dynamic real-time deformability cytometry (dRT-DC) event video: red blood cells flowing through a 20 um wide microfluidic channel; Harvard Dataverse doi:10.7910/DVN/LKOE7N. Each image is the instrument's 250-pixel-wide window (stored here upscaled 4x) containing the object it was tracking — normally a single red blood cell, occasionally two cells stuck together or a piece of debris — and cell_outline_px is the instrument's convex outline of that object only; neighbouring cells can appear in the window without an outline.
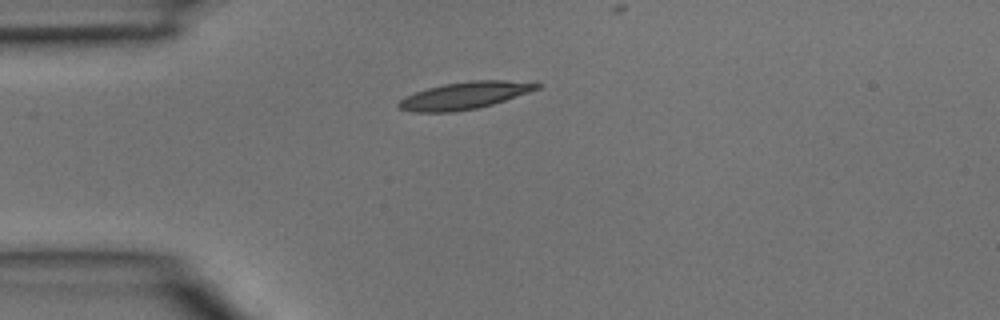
{"species": "common noctule bat (a hibernating species)", "species_latin": "Nyctalus noctula", "temperature_condition": "room temperature", "stored_images_in_passage": 1, "camera_frame_rate_fps": 3000, "um_per_image_px": 0.085, "animal": {"sex": "male", "body_mass_g": 15.6}, "frame": {"image": 1, "passage_image": 1, "time_ms": 0.0, "image_size_px": [1000, 320], "cell_outline_px": [[544, 84], [540, 88], [492, 104], [476, 108], [456, 112], [412, 112], [396, 108], [396, 104], [404, 96], [428, 88], [444, 84], [472, 80], [504, 80]], "centroid_in_image_um": [39.43, 8.12], "position_along_channel_um": 45.6, "area_um2": 21.79}}